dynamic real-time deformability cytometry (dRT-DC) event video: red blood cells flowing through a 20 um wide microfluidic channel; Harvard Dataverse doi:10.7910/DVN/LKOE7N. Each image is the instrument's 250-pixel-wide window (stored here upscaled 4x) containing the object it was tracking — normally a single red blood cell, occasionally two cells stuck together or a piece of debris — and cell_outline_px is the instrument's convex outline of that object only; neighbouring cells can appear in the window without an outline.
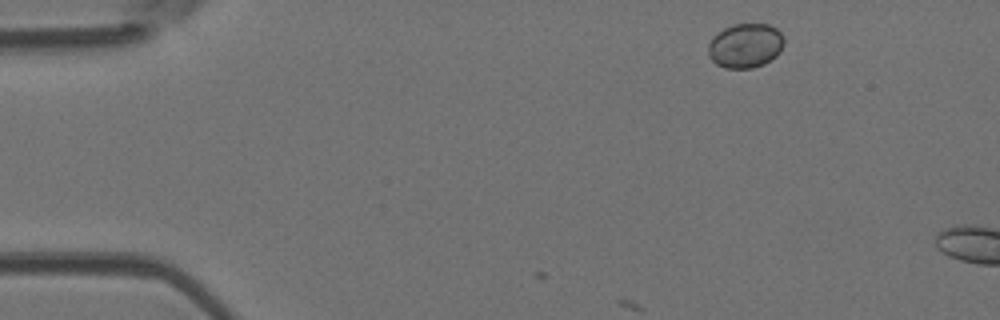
{"species": "Egyptian fruit bat (a non-hibernating species)", "species_latin": "Rousettus aegyptiacus", "temperature_condition": "room temperature", "stored_images_in_passage": 4, "camera_frame_rate_fps": 3000, "um_per_image_px": 0.085, "animal": {"sex": "female"}, "frame": {"image": 1, "passage_image": 1, "time_ms": 0.0, "image_size_px": [1000, 320], "cell_outline_px": [[784, 44], [780, 52], [776, 56], [764, 64], [752, 68], [724, 68], [716, 64], [708, 56], [708, 44], [724, 28], [736, 24], [768, 24], [776, 28], [780, 32], [784, 40]], "centroid_in_image_um": [63.37, 3.89], "position_along_channel_um": 21.6, "area_um2": 19.54}}